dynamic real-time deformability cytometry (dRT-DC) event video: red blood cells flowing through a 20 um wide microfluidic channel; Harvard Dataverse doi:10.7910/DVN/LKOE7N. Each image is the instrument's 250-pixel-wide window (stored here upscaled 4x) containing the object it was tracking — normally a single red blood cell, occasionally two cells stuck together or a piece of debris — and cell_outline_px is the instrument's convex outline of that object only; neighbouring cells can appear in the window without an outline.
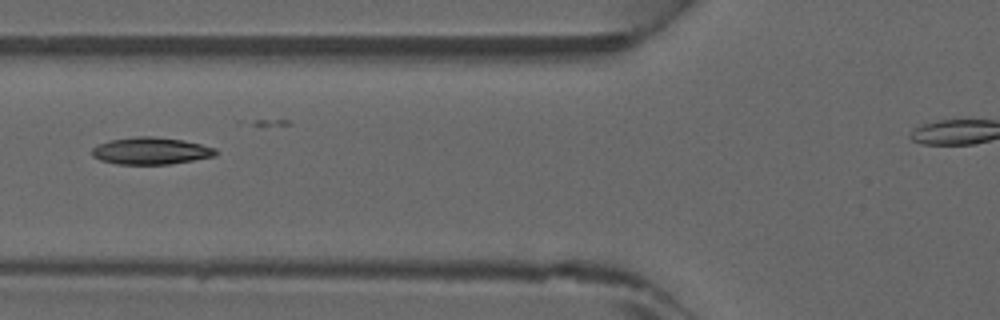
{"species": "common noctule bat (a hibernating species)", "species_latin": "Nyctalus noctula", "temperature_condition": "warm", "stored_images_in_passage": 33, "camera_frame_rate_fps": 3000, "um_per_image_px": 0.085, "animal": {"sex": "male", "forearm_length_mm": 52.5}, "frame": {"image": 1, "passage_image": 15, "time_ms": 4.667, "image_size_px": [1000, 320], "cell_outline_px": [[216, 156], [168, 164], [116, 164], [100, 160], [92, 156], [92, 148], [108, 140], [136, 136], [152, 136], [184, 140], [216, 148]], "centroid_in_image_um": [12.81, 12.82], "position_along_channel_um": 113.0, "area_um2": 19.48}}